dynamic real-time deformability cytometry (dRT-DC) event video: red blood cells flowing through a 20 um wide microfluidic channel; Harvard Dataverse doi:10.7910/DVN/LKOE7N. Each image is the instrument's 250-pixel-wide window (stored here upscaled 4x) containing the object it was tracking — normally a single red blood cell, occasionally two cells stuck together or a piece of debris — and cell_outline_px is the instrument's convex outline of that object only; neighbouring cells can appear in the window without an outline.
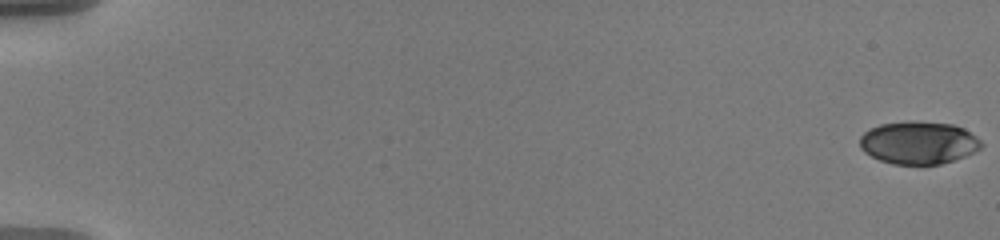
{"species": "human", "species_latin": "Homo sapiens", "temperature_condition": "warm", "stored_images_in_passage": 20, "camera_frame_rate_fps": 3000, "um_per_image_px": 0.085, "donor": {"sex": "male"}, "frame": {"image": 1, "passage_image": 1, "time_ms": 0.0, "image_size_px": [1000, 240], "cell_outline_px": [[984, 144], [980, 148], [964, 156], [940, 164], [892, 164], [880, 160], [864, 152], [860, 148], [860, 136], [864, 132], [880, 124], [904, 120], [912, 120], [952, 124], [964, 128], [976, 136]], "centroid_in_image_um": [78.06, 12.11], "position_along_channel_um": 6.9, "area_um2": 30.35}}
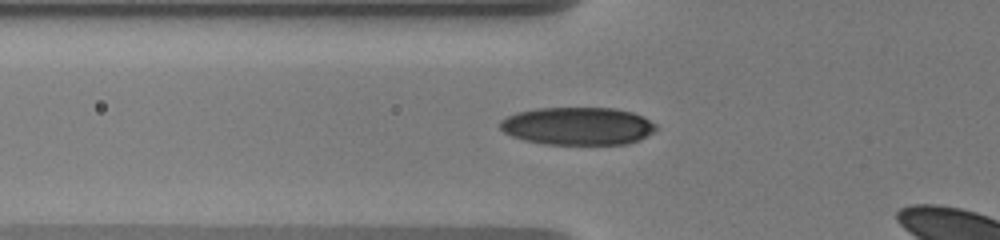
{"frame": {"image": 2, "passage_image": 18, "time_ms": 7.333, "image_size_px": [1000, 240], "cell_outline_px": [[656, 128], [652, 132], [640, 140], [628, 144], [544, 144], [524, 140], [512, 136], [504, 132], [500, 128], [500, 120], [516, 112], [536, 108], [616, 108], [632, 112], [644, 116], [656, 124]], "centroid_in_image_um": [49.11, 10.71], "position_along_channel_um": 76.7, "area_um2": 34.51}}
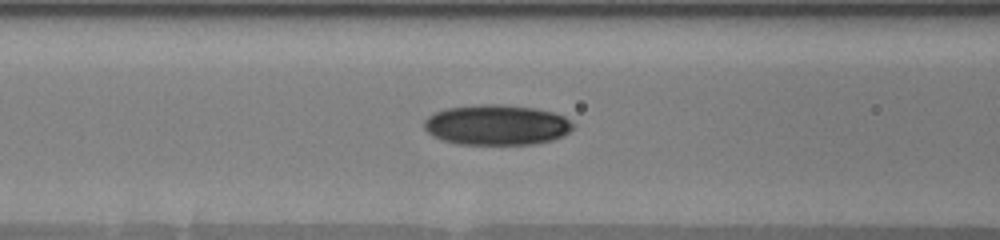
{"frame": {"image": 3, "passage_image": 20, "time_ms": 8.667, "image_size_px": [1000, 240], "cell_outline_px": [[572, 128], [568, 132], [552, 140], [532, 144], [456, 144], [432, 136], [424, 128], [424, 120], [428, 116], [436, 112], [448, 108], [480, 104], [500, 104], [536, 108], [552, 112], [564, 116], [572, 124]], "centroid_in_image_um": [42.18, 10.61], "position_along_channel_um": 124.4, "area_um2": 34.8}}